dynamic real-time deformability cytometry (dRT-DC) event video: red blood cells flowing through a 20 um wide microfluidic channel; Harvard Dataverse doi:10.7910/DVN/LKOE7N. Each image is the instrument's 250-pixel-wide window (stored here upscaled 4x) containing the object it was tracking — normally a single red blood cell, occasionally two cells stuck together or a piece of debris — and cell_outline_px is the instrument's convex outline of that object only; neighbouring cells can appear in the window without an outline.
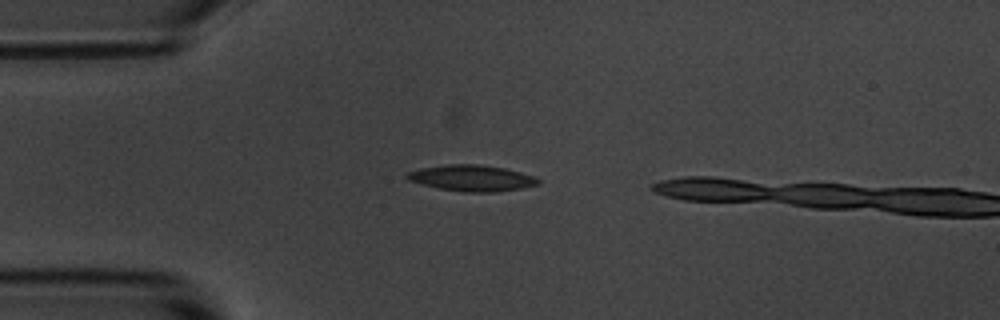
{"species": "common noctule bat (a hibernating species)", "species_latin": "Nyctalus noctula", "temperature_condition": "room temperature", "stored_images_in_passage": 12, "camera_frame_rate_fps": 3000, "um_per_image_px": 0.085, "animal": {"sex": "male", "body_mass_g": 20.1, "forearm_length_mm": 53.5}, "frame": {"image": 1, "passage_image": 9, "time_ms": 2.667, "image_size_px": [1000, 320], "cell_outline_px": [[540, 184], [520, 188], [496, 192], [464, 192], [440, 188], [408, 180], [404, 176], [408, 172], [420, 168], [448, 164], [480, 164], [504, 168], [536, 176], [540, 180]], "centroid_in_image_um": [40.13, 15.13], "position_along_channel_um": 44.9, "area_um2": 19.88}}